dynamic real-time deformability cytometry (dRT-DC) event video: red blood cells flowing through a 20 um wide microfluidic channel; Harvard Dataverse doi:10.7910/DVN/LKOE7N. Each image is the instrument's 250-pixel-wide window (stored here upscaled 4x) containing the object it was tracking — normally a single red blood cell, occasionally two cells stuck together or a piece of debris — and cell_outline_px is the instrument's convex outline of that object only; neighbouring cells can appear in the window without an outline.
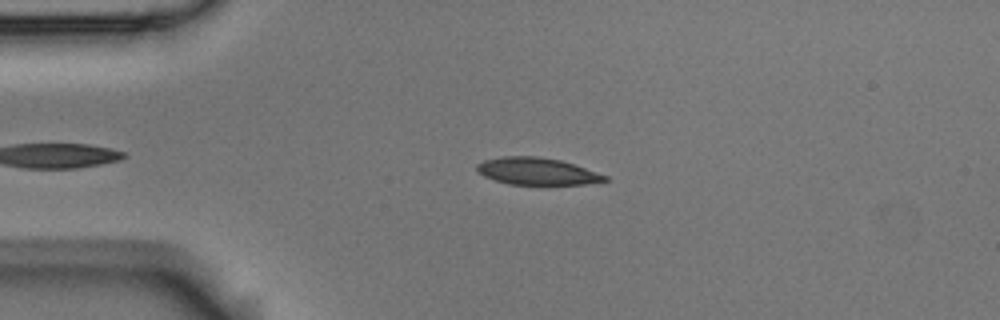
{"species": "Egyptian fruit bat (a non-hibernating species)", "species_latin": "Rousettus aegyptiacus", "temperature_condition": "room temperature", "stored_images_in_passage": 3, "camera_frame_rate_fps": 3000, "um_per_image_px": 0.085, "animal": {"sex": "male"}, "frame": {"image": 1, "passage_image": 2, "time_ms": 0.333, "image_size_px": [1000, 320], "cell_outline_px": [[608, 180], [588, 184], [508, 184], [484, 176], [476, 168], [476, 164], [484, 160], [504, 156], [536, 156], [560, 160], [608, 176]], "centroid_in_image_um": [45.63, 14.55], "position_along_channel_um": 39.4, "area_um2": 19.88}}